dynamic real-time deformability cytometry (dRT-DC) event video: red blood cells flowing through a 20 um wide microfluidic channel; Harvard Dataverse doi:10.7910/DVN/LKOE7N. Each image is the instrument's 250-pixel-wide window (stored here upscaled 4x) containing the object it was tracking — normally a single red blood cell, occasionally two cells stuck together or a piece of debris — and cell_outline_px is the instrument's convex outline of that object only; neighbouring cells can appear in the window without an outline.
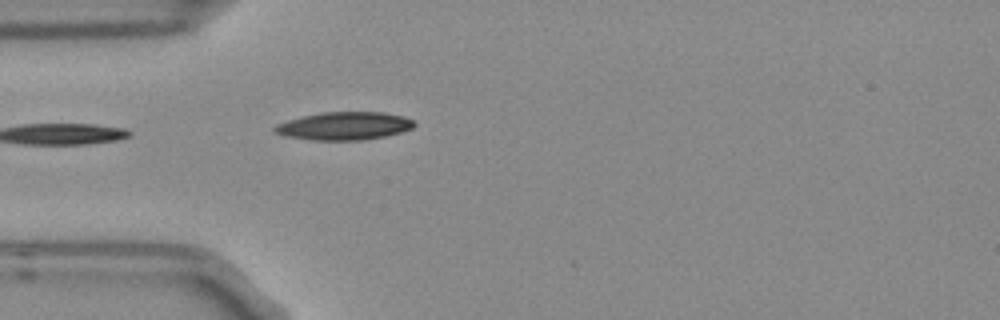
{"species": "Egyptian fruit bat (a non-hibernating species)", "species_latin": "Rousettus aegyptiacus", "temperature_condition": "room temperature", "stored_images_in_passage": 1, "camera_frame_rate_fps": 3000, "um_per_image_px": 0.085, "frame": {"image": 1, "passage_image": 1, "time_ms": 0.0, "image_size_px": [1000, 320], "cell_outline_px": [[416, 124], [412, 128], [400, 132], [384, 136], [364, 140], [312, 140], [284, 136], [272, 132], [272, 128], [276, 124], [288, 120], [320, 112], [384, 112], [404, 116], [412, 120]], "centroid_in_image_um": [29.22, 10.7], "position_along_channel_um": 55.8, "area_um2": 22.83}}